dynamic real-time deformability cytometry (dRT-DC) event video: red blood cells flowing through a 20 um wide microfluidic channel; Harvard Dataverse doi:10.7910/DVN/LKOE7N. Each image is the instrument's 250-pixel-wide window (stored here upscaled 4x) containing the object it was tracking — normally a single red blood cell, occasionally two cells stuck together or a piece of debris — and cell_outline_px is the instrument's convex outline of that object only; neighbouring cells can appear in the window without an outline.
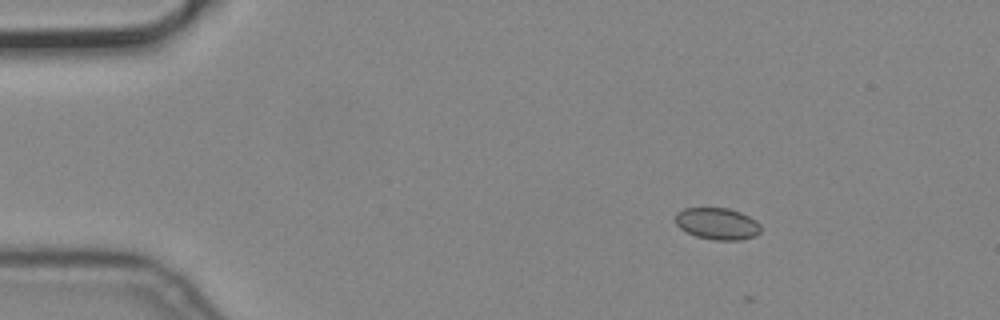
{"species": "common noctule bat (a hibernating species)", "species_latin": "Nyctalus noctula", "temperature_condition": "cold", "stored_images_in_passage": 5, "camera_frame_rate_fps": 3000, "um_per_image_px": 0.085, "animal": {"sex": "male", "body_mass_g": 19.2, "forearm_length_mm": 51.8}, "frame": {"image": 1, "passage_image": 1, "time_ms": 0.0, "image_size_px": [1000, 320], "cell_outline_px": [[760, 232], [756, 236], [740, 240], [712, 240], [696, 236], [680, 228], [676, 224], [676, 212], [684, 208], [728, 208], [740, 212], [756, 220], [760, 224]], "centroid_in_image_um": [60.98, 19.01], "position_along_channel_um": 24.0, "area_um2": 15.84}}
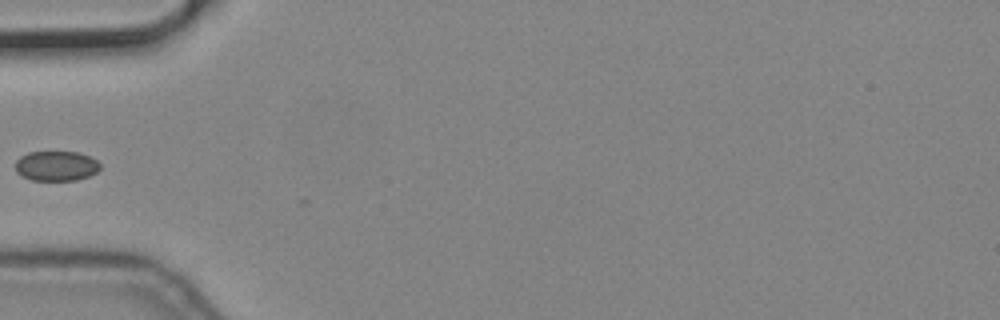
{"frame": {"image": 2, "passage_image": 4, "time_ms": 1.0, "image_size_px": [1000, 320], "cell_outline_px": [[100, 168], [96, 172], [88, 176], [76, 180], [32, 180], [16, 172], [16, 160], [20, 156], [28, 152], [80, 152], [96, 160], [100, 164]], "centroid_in_image_um": [4.78, 14.09], "position_along_channel_um": 80.2, "area_um2": 14.68}}
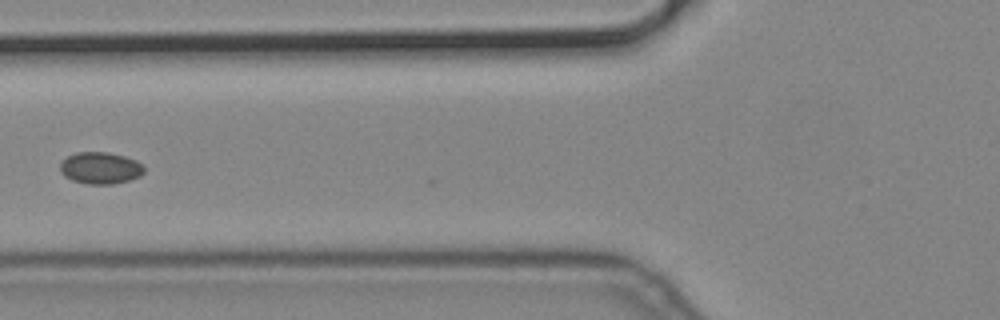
{"frame": {"image": 3, "passage_image": 5, "time_ms": 1.333, "image_size_px": [1000, 320], "cell_outline_px": [[144, 172], [140, 176], [128, 180], [112, 184], [88, 184], [72, 180], [64, 176], [60, 172], [60, 164], [68, 156], [76, 152], [108, 152], [124, 156], [136, 160], [144, 168]], "centroid_in_image_um": [8.52, 14.28], "position_along_channel_um": 117.3, "area_um2": 15.49}}